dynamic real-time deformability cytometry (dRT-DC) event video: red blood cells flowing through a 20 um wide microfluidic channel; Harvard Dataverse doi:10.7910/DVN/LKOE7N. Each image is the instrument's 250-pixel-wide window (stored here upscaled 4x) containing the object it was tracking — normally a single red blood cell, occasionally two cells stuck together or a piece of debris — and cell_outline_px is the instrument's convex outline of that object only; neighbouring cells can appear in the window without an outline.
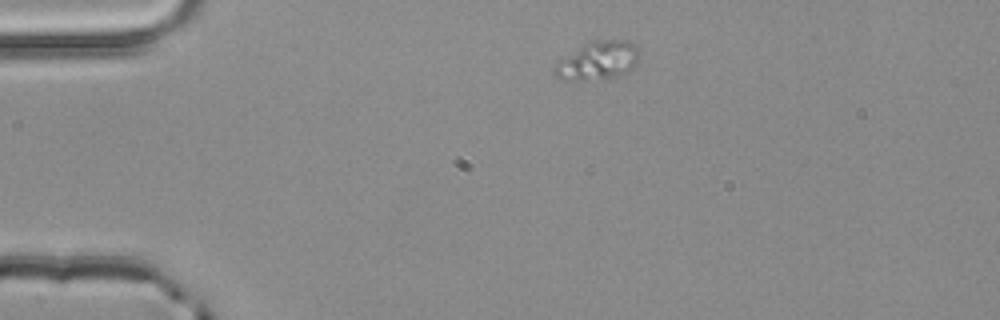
{"species": "common noctule bat (a hibernating species)", "species_latin": "Nyctalus noctula", "temperature_condition": "room temperature", "stored_images_in_passage": 2, "camera_frame_rate_fps": 3000, "um_per_image_px": 0.085, "animal": {"sex": "male", "body_mass_g": 20.4}, "frame": {"image": 1, "passage_image": 1, "time_ms": 0.0, "image_size_px": [1000, 320], "cell_outline_px": [[640, 52], [636, 64], [628, 72], [620, 76], [608, 80], [564, 80], [556, 76], [556, 64], [560, 60], [588, 40], [628, 40], [636, 44], [640, 48]], "centroid_in_image_um": [50.9, 5.15], "position_along_channel_um": 34.1, "area_um2": 19.36}}